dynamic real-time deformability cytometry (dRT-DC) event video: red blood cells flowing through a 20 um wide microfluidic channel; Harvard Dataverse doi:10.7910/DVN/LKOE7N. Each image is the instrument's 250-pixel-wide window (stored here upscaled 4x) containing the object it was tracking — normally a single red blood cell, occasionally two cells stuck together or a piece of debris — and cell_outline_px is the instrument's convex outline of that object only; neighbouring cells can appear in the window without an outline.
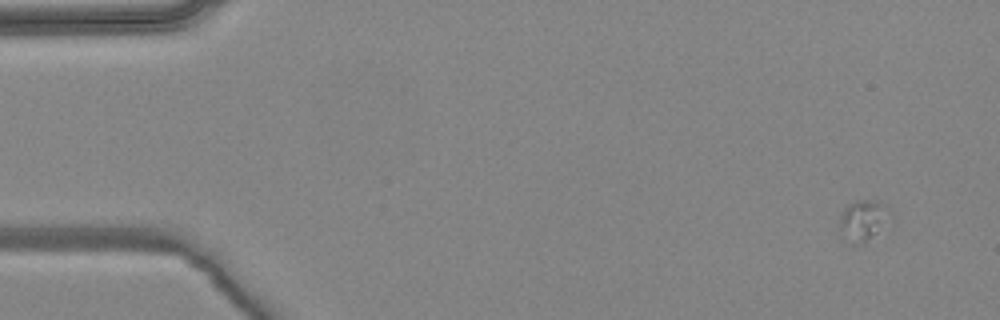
{"species": "common noctule bat (a hibernating species)", "species_latin": "Nyctalus noctula", "temperature_condition": "warm", "stored_images_in_passage": 4, "camera_frame_rate_fps": 3000, "um_per_image_px": 0.085, "animal": {"sex": "female", "body_mass_g": 24.6, "forearm_length_mm": 56.2}, "frame": {"image": 1, "passage_image": 1, "time_ms": 0.0, "image_size_px": [1000, 320], "cell_outline_px": [[892, 220], [864, 244], [852, 244], [840, 228], [840, 216], [844, 208], [848, 204], [856, 200], [880, 200], [892, 212]], "centroid_in_image_um": [73.45, 18.7], "position_along_channel_um": 11.5, "area_um2": 12.25}}
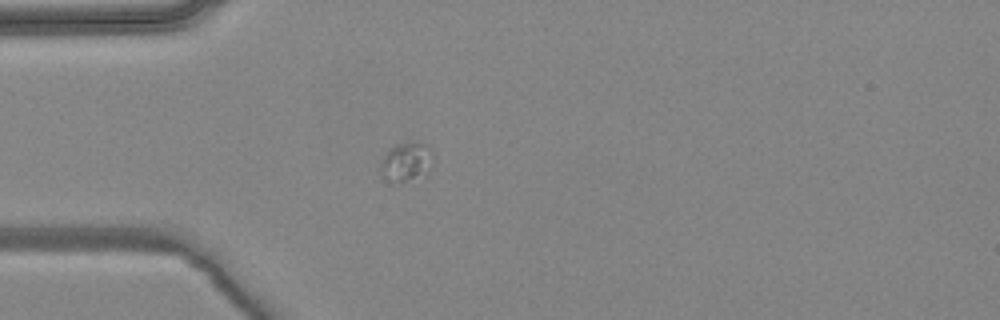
{"frame": {"image": 2, "passage_image": 4, "time_ms": 1.0, "image_size_px": [1000, 320], "cell_outline_px": [[432, 168], [428, 176], [396, 184], [392, 184], [384, 168], [384, 156], [388, 148], [396, 144], [424, 144], [432, 152]], "centroid_in_image_um": [34.65, 13.81], "position_along_channel_um": 50.4, "area_um2": 11.56}}